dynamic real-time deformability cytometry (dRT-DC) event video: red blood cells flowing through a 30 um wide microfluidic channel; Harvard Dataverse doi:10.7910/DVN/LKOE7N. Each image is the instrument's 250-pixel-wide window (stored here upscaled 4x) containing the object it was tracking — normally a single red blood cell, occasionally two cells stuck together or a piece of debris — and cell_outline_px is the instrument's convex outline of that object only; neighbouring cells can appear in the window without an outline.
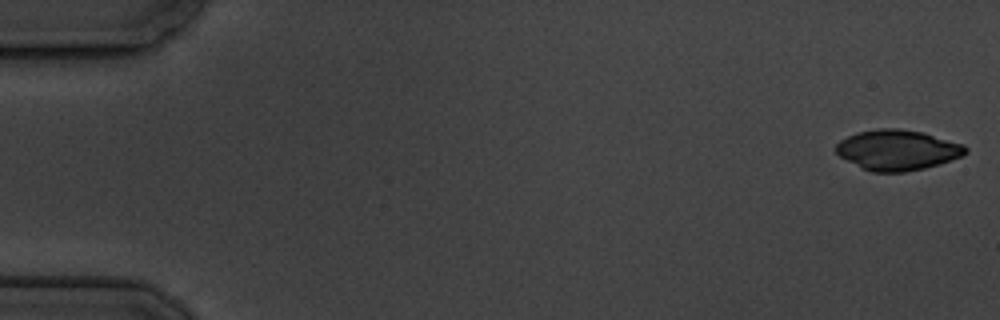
{"species": "common noctule bat (a hibernating species)", "species_latin": "Nyctalus noctula", "temperature_condition": "cold", "stored_images_in_passage": 6, "camera_frame_rate_fps": 3000, "um_per_image_px": 0.085, "animal": {"sex": "male", "body_mass_g": 19.5, "forearm_length_mm": 54.6}, "frame": {"image": 1, "passage_image": 1, "time_ms": 0.0, "image_size_px": [1000, 320], "cell_outline_px": [[968, 152], [964, 156], [940, 164], [924, 168], [904, 172], [872, 172], [860, 168], [840, 156], [836, 152], [836, 144], [840, 140], [856, 132], [880, 128], [900, 128], [924, 132], [964, 144], [968, 148]], "centroid_in_image_um": [76.31, 12.75], "position_along_channel_um": 8.7, "area_um2": 30.81}}